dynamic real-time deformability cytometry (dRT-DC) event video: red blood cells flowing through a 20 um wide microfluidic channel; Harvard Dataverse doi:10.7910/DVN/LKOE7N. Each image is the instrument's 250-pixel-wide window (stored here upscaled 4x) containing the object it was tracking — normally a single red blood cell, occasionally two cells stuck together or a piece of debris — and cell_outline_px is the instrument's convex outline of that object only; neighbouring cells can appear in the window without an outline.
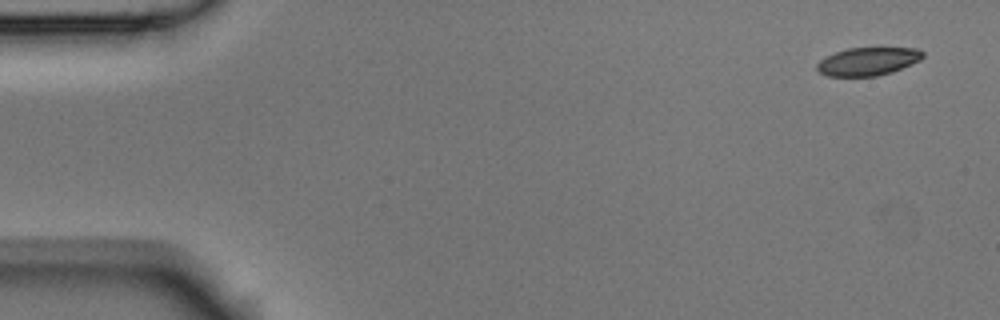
{"species": "Egyptian fruit bat (a non-hibernating species)", "species_latin": "Rousettus aegyptiacus", "temperature_condition": "room temperature", "stored_images_in_passage": 6, "camera_frame_rate_fps": 3000, "um_per_image_px": 0.085, "animal": {"sex": "male"}, "frame": {"image": 1, "passage_image": 1, "time_ms": 0.0, "image_size_px": [1000, 320], "cell_outline_px": [[924, 56], [920, 60], [912, 64], [892, 72], [876, 76], [828, 76], [820, 72], [816, 68], [816, 64], [824, 56], [848, 48], [916, 48], [924, 52]], "centroid_in_image_um": [73.77, 5.22], "position_along_channel_um": 11.2, "area_um2": 17.34}}
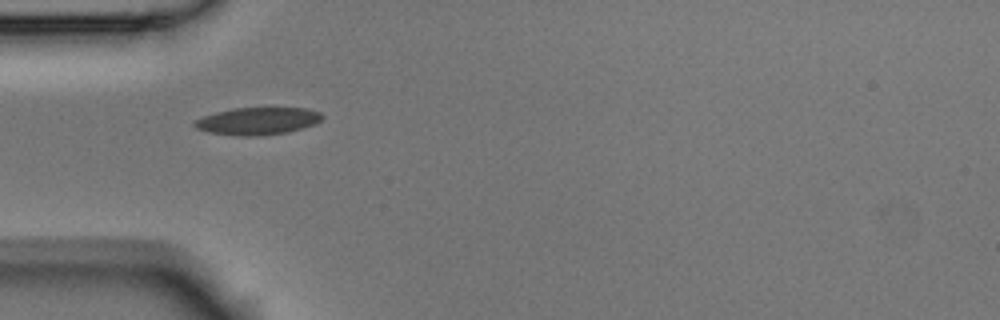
{"frame": {"image": 2, "passage_image": 5, "time_ms": 1.333, "image_size_px": [1000, 320], "cell_outline_px": [[324, 116], [316, 124], [288, 132], [256, 136], [244, 136], [208, 132], [196, 128], [192, 124], [192, 120], [216, 112], [232, 108], [304, 108], [320, 112]], "centroid_in_image_um": [21.88, 10.28], "position_along_channel_um": 63.1, "area_um2": 20.35}}
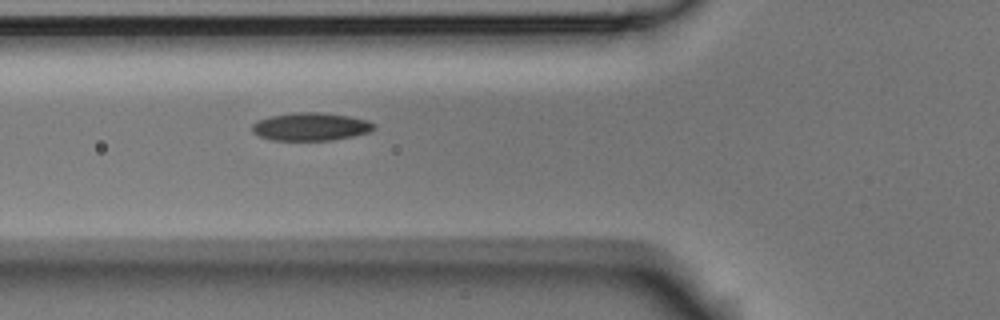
{"frame": {"image": 3, "passage_image": 6, "time_ms": 1.667, "image_size_px": [1000, 320], "cell_outline_px": [[376, 128], [368, 132], [352, 136], [332, 140], [272, 140], [260, 136], [252, 132], [252, 124], [256, 120], [268, 116], [296, 112], [320, 112], [348, 116], [368, 120], [376, 124]], "centroid_in_image_um": [26.39, 10.76], "position_along_channel_um": 99.4, "area_um2": 19.94}}